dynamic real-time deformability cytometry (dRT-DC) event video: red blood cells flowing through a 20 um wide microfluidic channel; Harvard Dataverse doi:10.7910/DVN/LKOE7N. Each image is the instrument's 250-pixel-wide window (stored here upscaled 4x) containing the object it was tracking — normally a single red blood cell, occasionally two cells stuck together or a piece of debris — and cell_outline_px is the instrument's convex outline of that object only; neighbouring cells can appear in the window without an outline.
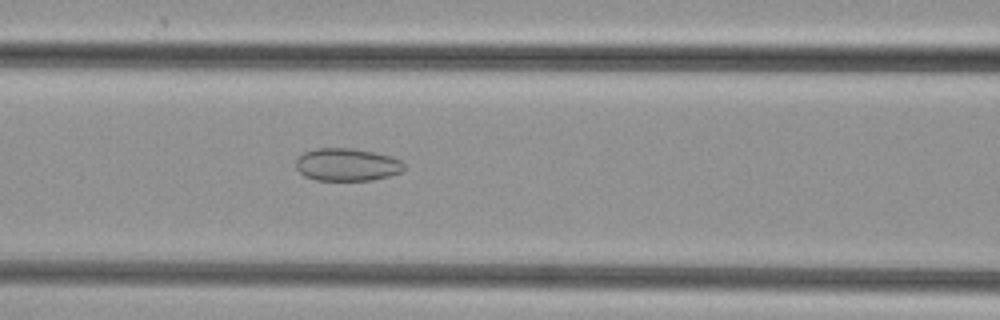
{"species": "common noctule bat (a hibernating species)", "species_latin": "Nyctalus noctula", "temperature_condition": "cold", "stored_images_in_passage": 40, "camera_frame_rate_fps": 3000, "um_per_image_px": 0.085, "animal": {"sex": "female", "body_mass_g": 29.2, "forearm_length_mm": 56.3}, "frame": {"image": 1, "passage_image": 17, "time_ms": 5.333, "image_size_px": [1000, 320], "cell_outline_px": [[404, 168], [400, 172], [388, 176], [372, 180], [316, 180], [304, 176], [296, 168], [296, 160], [304, 152], [316, 148], [352, 148], [392, 156], [400, 160], [404, 164]], "centroid_in_image_um": [29.48, 13.99], "position_along_channel_um": 137.1, "area_um2": 20.52}}
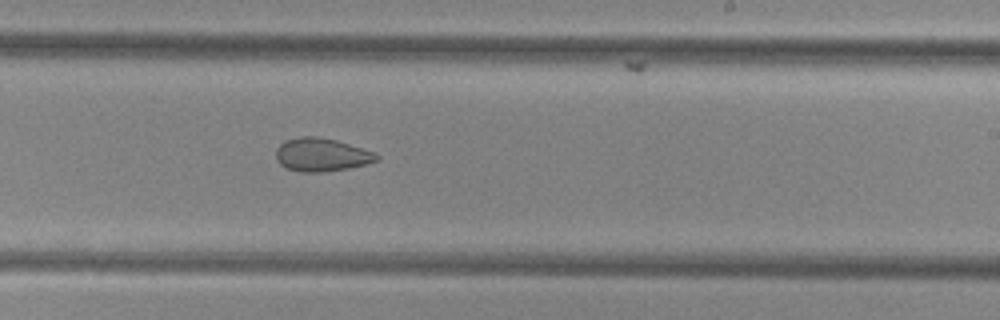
{"frame": {"image": 2, "passage_image": 26, "time_ms": 8.333, "image_size_px": [1000, 320], "cell_outline_px": [[380, 160], [368, 164], [348, 168], [324, 172], [300, 172], [288, 168], [280, 164], [276, 160], [276, 148], [284, 140], [300, 136], [316, 136], [336, 140], [376, 152], [380, 156]], "centroid_in_image_um": [27.35, 13.15], "position_along_channel_um": 261.6, "area_um2": 19.77}}
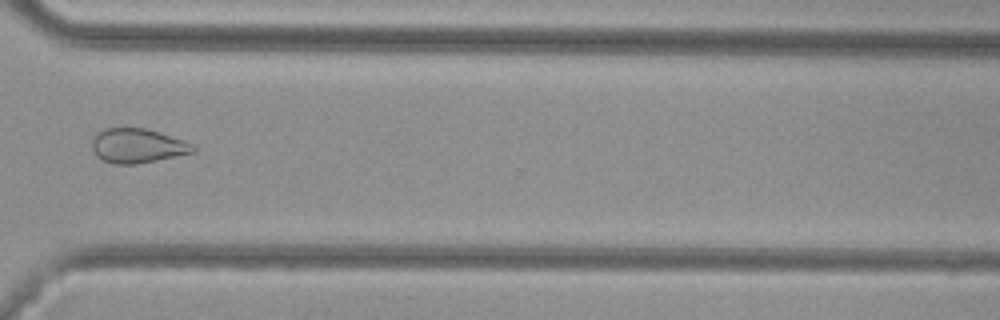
{"frame": {"image": 3, "passage_image": 33, "time_ms": 10.667, "image_size_px": [1000, 320], "cell_outline_px": [[196, 148], [192, 152], [156, 160], [136, 164], [112, 164], [96, 156], [92, 148], [92, 140], [96, 132], [104, 128], [144, 128], [196, 144]], "centroid_in_image_um": [11.65, 12.39], "position_along_channel_um": 359.0, "area_um2": 20.11}}